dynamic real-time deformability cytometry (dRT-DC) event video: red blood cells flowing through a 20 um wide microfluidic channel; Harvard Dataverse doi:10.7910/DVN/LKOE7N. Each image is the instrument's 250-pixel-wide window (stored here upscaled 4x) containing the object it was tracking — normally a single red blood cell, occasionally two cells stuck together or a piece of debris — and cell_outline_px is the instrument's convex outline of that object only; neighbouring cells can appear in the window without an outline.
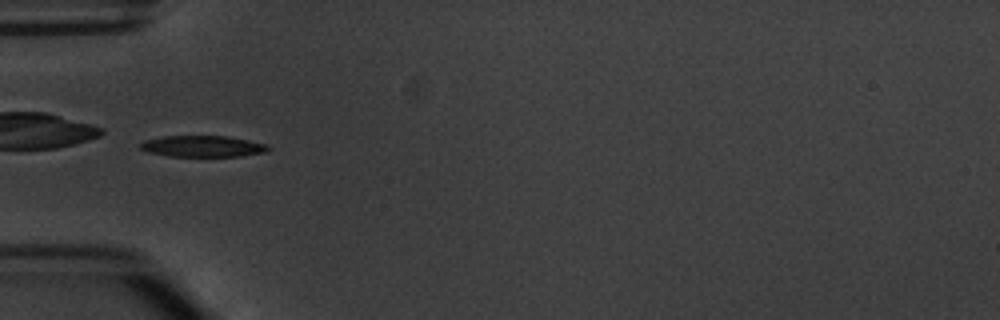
{"species": "common noctule bat (a hibernating species)", "species_latin": "Nyctalus noctula", "temperature_condition": "warm", "stored_images_in_passage": 8, "camera_frame_rate_fps": 3000, "um_per_image_px": 0.085, "animal": {"sex": "male", "body_mass_g": 20.1, "forearm_length_mm": 53.5}, "frame": {"image": 1, "passage_image": 5, "time_ms": 5.667, "image_size_px": [1000, 320], "cell_outline_px": [[272, 148], [268, 152], [240, 156], [168, 156], [148, 152], [140, 148], [140, 144], [144, 140], [164, 136], [228, 136], [248, 140], [264, 144]], "centroid_in_image_um": [17.24, 12.43], "position_along_channel_um": 67.8, "area_um2": 15.84}}
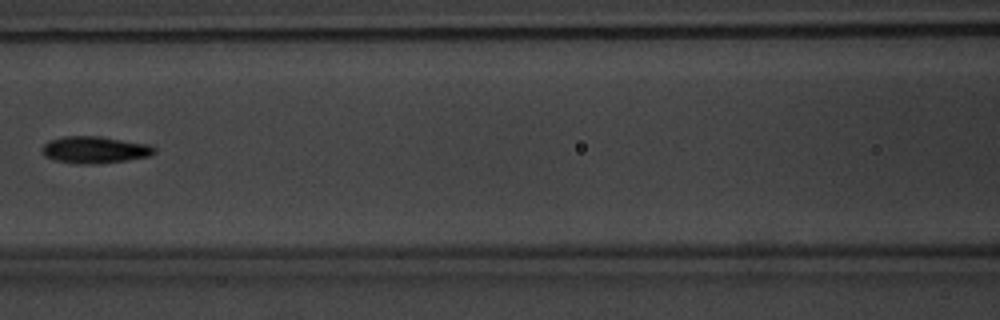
{"frame": {"image": 2, "passage_image": 7, "time_ms": 8.0, "image_size_px": [1000, 320], "cell_outline_px": [[156, 152], [148, 156], [124, 160], [96, 164], [76, 164], [56, 160], [44, 156], [40, 152], [40, 148], [48, 140], [64, 136], [100, 136], [148, 144], [156, 148]], "centroid_in_image_um": [7.99, 12.72], "position_along_channel_um": 158.6, "area_um2": 17.69}}
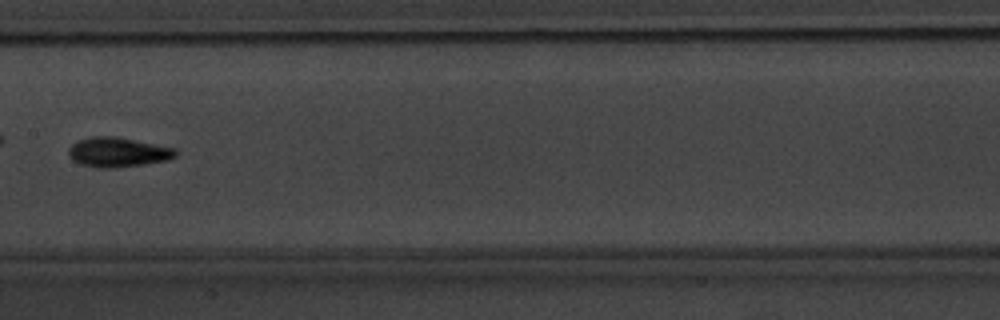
{"frame": {"image": 3, "passage_image": 8, "time_ms": 9.0, "image_size_px": [1000, 320], "cell_outline_px": [[176, 156], [168, 160], [144, 164], [112, 168], [96, 168], [80, 164], [72, 160], [68, 156], [68, 148], [72, 144], [80, 140], [92, 136], [116, 136], [176, 148]], "centroid_in_image_um": [10.0, 12.94], "position_along_channel_um": 197.4, "area_um2": 18.61}}